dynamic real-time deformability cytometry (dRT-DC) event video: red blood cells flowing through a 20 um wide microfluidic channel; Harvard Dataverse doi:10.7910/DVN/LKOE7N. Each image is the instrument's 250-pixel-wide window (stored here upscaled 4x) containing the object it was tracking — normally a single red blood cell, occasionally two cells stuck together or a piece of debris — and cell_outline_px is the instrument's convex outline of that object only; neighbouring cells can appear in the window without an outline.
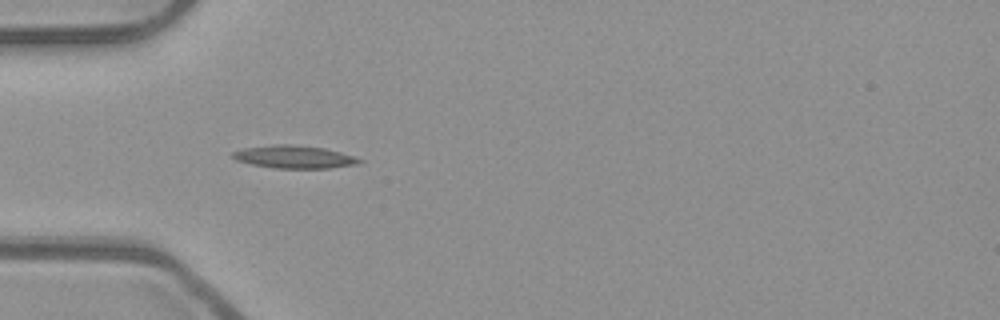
{"species": "common noctule bat (a hibernating species)", "species_latin": "Nyctalus noctula", "temperature_condition": "room temperature", "stored_images_in_passage": 44, "camera_frame_rate_fps": 3000, "um_per_image_px": 0.085, "animal": {"sex": "male", "body_mass_g": 23.1, "forearm_length_mm": 52.7}, "frame": {"image": 1, "passage_image": 8, "time_ms": 2.333, "image_size_px": [1000, 320], "cell_outline_px": [[364, 160], [360, 164], [332, 168], [276, 168], [252, 164], [236, 160], [232, 156], [232, 152], [244, 148], [276, 144], [292, 144], [324, 148], [356, 156]], "centroid_in_image_um": [25.07, 13.34], "position_along_channel_um": 59.9, "area_um2": 16.88}}
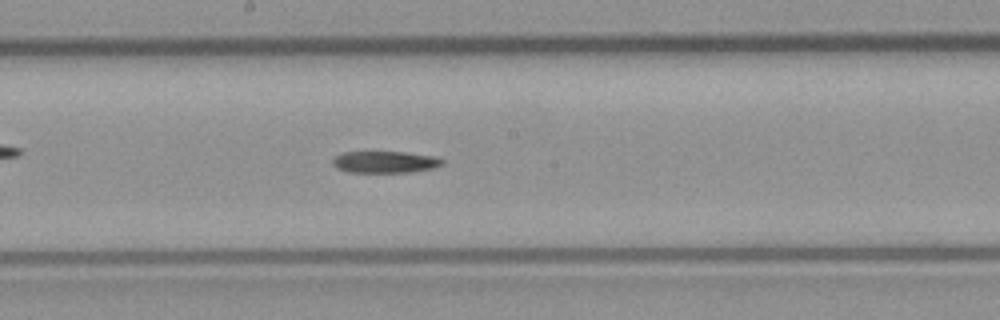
{"frame": {"image": 2, "passage_image": 20, "time_ms": 6.333, "image_size_px": [1000, 320], "cell_outline_px": [[444, 164], [436, 168], [408, 172], [348, 172], [336, 168], [332, 164], [332, 160], [336, 156], [344, 152], [404, 152], [432, 156], [444, 160]], "centroid_in_image_um": [32.73, 13.77], "position_along_channel_um": 215.5, "area_um2": 13.87}}
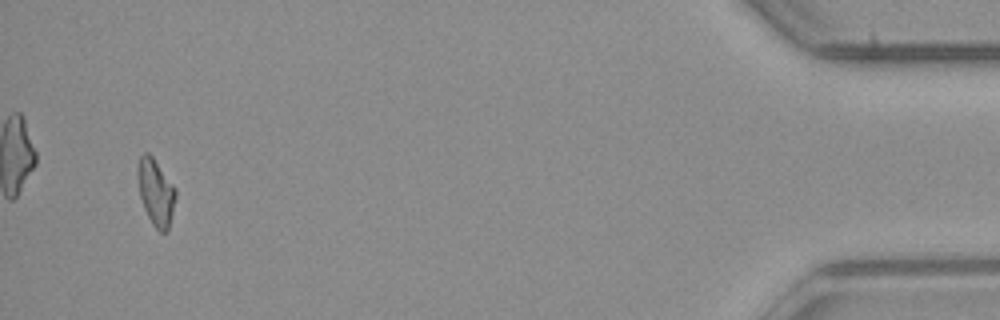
{"frame": {"image": 3, "passage_image": 42, "time_ms": 13.667, "image_size_px": [1000, 320], "cell_outline_px": [[176, 196], [168, 232], [160, 232], [152, 224], [144, 208], [140, 196], [136, 176], [136, 168], [140, 156], [144, 152], [148, 152], [152, 156], [176, 188]], "centroid_in_image_um": [13.23, 16.32], "position_along_channel_um": 422.0, "area_um2": 14.85}}